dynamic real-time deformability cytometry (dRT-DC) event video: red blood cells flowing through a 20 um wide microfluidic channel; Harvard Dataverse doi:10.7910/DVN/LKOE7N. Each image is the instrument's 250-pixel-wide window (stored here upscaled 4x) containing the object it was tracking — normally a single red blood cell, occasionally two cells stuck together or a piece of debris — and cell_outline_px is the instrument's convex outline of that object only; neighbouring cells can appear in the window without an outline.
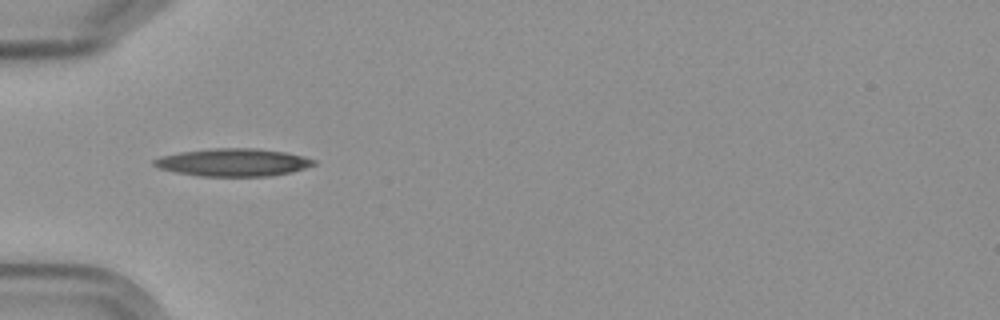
{"species": "Egyptian fruit bat (a non-hibernating species)", "species_latin": "Rousettus aegyptiacus", "temperature_condition": "cold", "stored_images_in_passage": 9, "camera_frame_rate_fps": 3000, "um_per_image_px": 0.085, "frame": {"image": 1, "passage_image": 4, "time_ms": 3.333, "image_size_px": [1000, 320], "cell_outline_px": [[316, 164], [292, 172], [272, 176], [200, 176], [176, 172], [160, 168], [152, 164], [152, 160], [160, 156], [180, 152], [212, 148], [256, 148], [284, 152], [304, 156], [316, 160]], "centroid_in_image_um": [19.83, 13.8], "position_along_channel_um": 65.2, "area_um2": 25.84}}
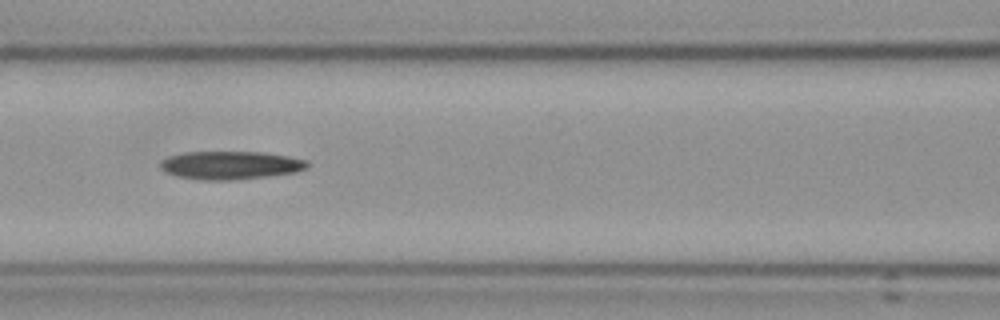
{"frame": {"image": 2, "passage_image": 6, "time_ms": 5.667, "image_size_px": [1000, 320], "cell_outline_px": [[308, 168], [292, 172], [264, 176], [232, 180], [204, 180], [180, 176], [168, 172], [160, 168], [160, 160], [168, 156], [184, 152], [264, 152], [288, 156], [308, 160]], "centroid_in_image_um": [19.58, 14.02], "position_along_channel_um": 147.0, "area_um2": 23.87}}